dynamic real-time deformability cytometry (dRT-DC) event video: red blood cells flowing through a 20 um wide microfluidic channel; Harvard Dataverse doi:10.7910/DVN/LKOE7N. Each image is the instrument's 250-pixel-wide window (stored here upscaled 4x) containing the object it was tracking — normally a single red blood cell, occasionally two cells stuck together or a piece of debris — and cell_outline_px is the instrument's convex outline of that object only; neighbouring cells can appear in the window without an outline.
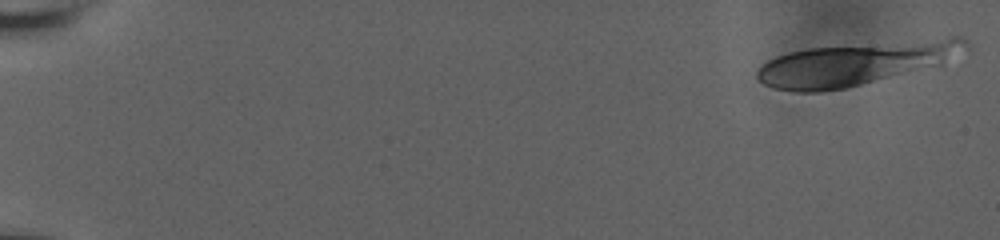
{"species": "human", "species_latin": "Homo sapiens", "temperature_condition": "room temperature", "stored_images_in_passage": 14, "camera_frame_rate_fps": 3000, "um_per_image_px": 0.085, "donor": {"sex": "male"}, "frame": {"image": 1, "passage_image": 1, "time_ms": 0.0, "image_size_px": [1000, 240], "cell_outline_px": [[968, 48], [944, 68], [848, 88], [820, 92], [792, 92], [776, 88], [764, 84], [756, 76], [756, 72], [760, 64], [776, 56], [808, 48], [948, 36], [960, 36], [968, 40]], "centroid_in_image_um": [72.96, 5.41], "position_along_channel_um": 12.0, "area_um2": 54.74}}
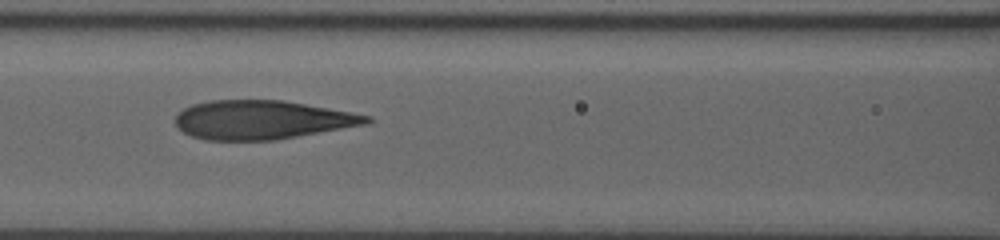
{"frame": {"image": 2, "passage_image": 12, "time_ms": 8.333, "image_size_px": [1000, 240], "cell_outline_px": [[372, 120], [368, 124], [276, 140], [204, 140], [192, 136], [176, 128], [176, 116], [184, 108], [192, 104], [212, 100], [284, 100], [372, 116]], "centroid_in_image_um": [22.27, 10.19], "position_along_channel_um": 144.3, "area_um2": 43.29}}
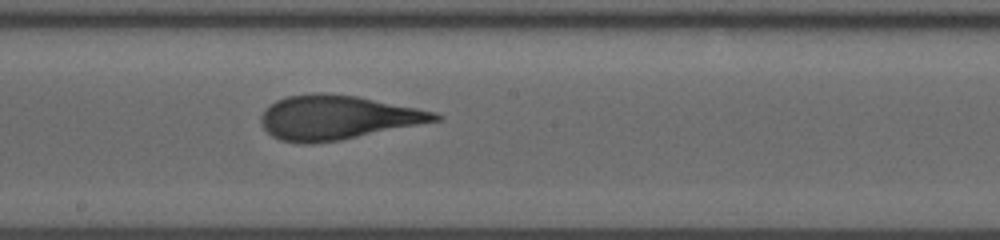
{"frame": {"image": 3, "passage_image": 14, "time_ms": 10.333, "image_size_px": [1000, 240], "cell_outline_px": [[444, 116], [440, 120], [340, 140], [312, 144], [304, 144], [280, 140], [272, 136], [264, 128], [260, 120], [260, 116], [264, 108], [276, 100], [284, 96], [320, 92], [356, 96], [436, 112]], "centroid_in_image_um": [28.61, 9.98], "position_along_channel_um": 219.6, "area_um2": 44.68}}